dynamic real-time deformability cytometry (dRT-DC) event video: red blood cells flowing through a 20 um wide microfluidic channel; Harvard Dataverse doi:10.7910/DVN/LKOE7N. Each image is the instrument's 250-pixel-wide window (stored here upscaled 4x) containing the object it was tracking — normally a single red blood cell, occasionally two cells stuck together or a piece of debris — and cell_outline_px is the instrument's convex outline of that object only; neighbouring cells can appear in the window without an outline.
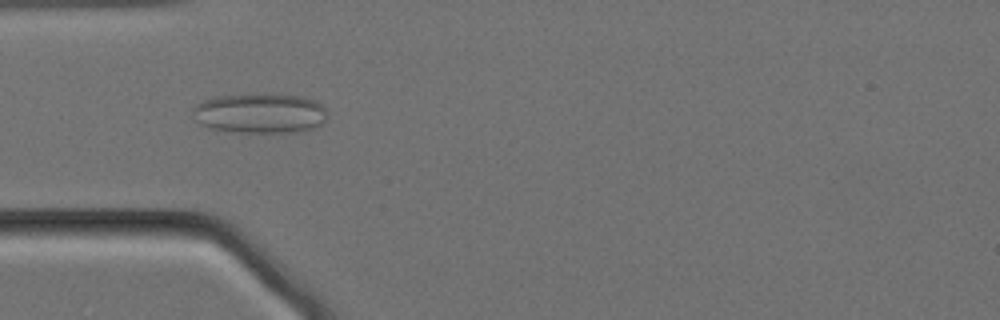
{"species": "Egyptian fruit bat (a non-hibernating species)", "species_latin": "Rousettus aegyptiacus", "temperature_condition": "cold", "stored_images_in_passage": 57, "camera_frame_rate_fps": 3000, "um_per_image_px": 0.085, "animal": {"sex": "female"}, "frame": {"image": 1, "passage_image": 16, "time_ms": 5.0, "image_size_px": [1000, 320], "cell_outline_px": [[324, 120], [316, 128], [296, 132], [240, 132], [212, 128], [200, 124], [192, 108], [196, 104], [204, 100], [220, 96], [304, 96], [320, 104], [324, 108]], "centroid_in_image_um": [22.1, 9.66], "position_along_channel_um": 62.9, "area_um2": 30.11}}
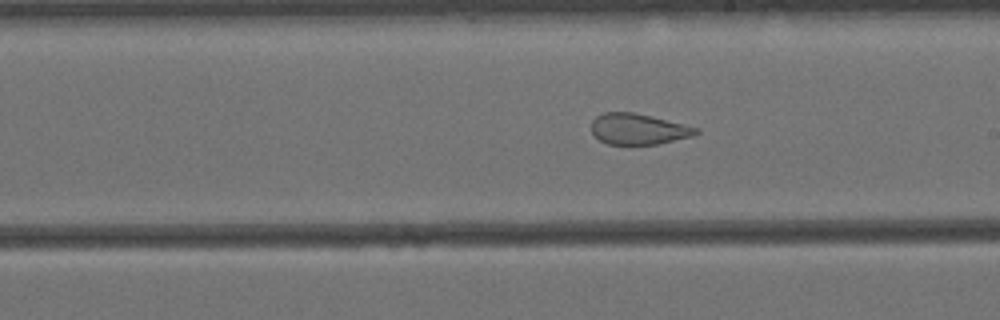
{"frame": {"image": 2, "passage_image": 31, "time_ms": 10.0, "image_size_px": [1000, 320], "cell_outline_px": [[700, 132], [692, 136], [656, 144], [632, 148], [608, 144], [600, 140], [592, 132], [592, 120], [596, 116], [604, 112], [632, 112], [652, 116], [700, 128]], "centroid_in_image_um": [54.25, 11.01], "position_along_channel_um": 234.8, "area_um2": 19.42}}
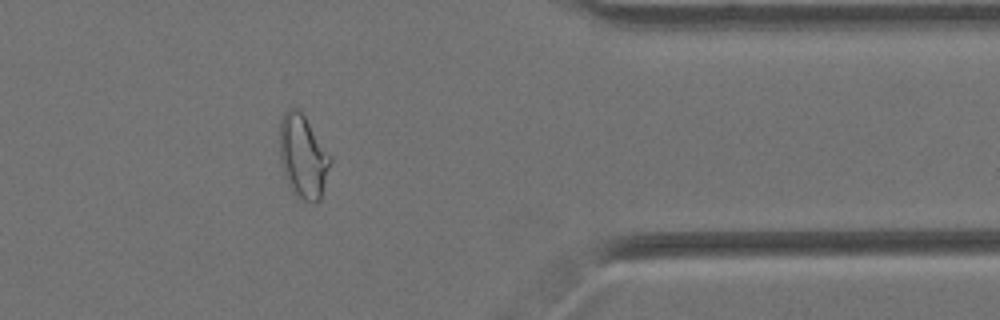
{"frame": {"image": 3, "passage_image": 46, "time_ms": 15.0, "image_size_px": [1000, 320], "cell_outline_px": [[332, 160], [320, 200], [316, 204], [312, 204], [304, 200], [292, 192], [284, 176], [280, 164], [280, 120], [284, 112], [288, 108], [300, 108], [332, 156]], "centroid_in_image_um": [25.76, 13.29], "position_along_channel_um": 385.6, "area_um2": 25.14}, "authors_computed_cell_mechanics": {"area_um2": 25.143, "velocity_mm_per_s": 3.4257, "shape_relaxation_time_tau1_ms": null, "shape_relaxation_time_tau2_ms": 1.5514, "deformation_change_tau1": null, "deformation_change_tau2": 0.0899}}